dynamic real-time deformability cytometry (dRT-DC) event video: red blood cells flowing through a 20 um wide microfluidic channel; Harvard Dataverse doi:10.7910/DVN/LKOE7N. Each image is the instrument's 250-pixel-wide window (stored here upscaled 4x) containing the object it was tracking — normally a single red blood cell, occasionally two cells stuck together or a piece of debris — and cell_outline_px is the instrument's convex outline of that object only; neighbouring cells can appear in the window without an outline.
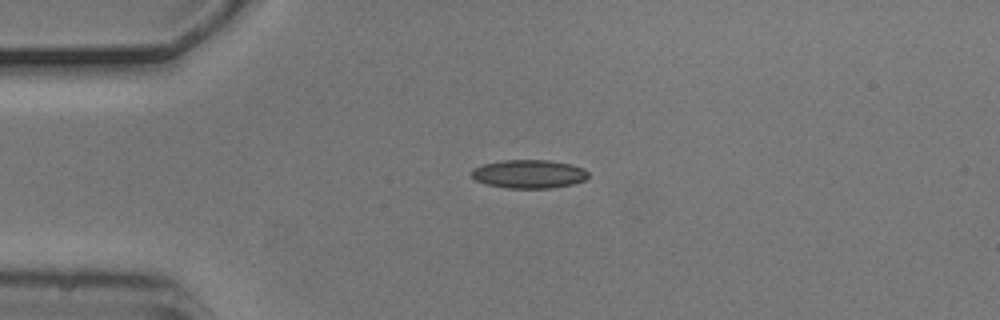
{"species": "common noctule bat (a hibernating species)", "species_latin": "Nyctalus noctula", "temperature_condition": "cold", "stored_images_in_passage": 3, "camera_frame_rate_fps": 3000, "um_per_image_px": 0.085, "animal": {"sex": "male", "body_mass_g": 20.5, "forearm_length_mm": 52.5}, "frame": {"image": 1, "passage_image": 3, "time_ms": 0.667, "image_size_px": [1000, 320], "cell_outline_px": [[588, 176], [584, 180], [572, 184], [552, 188], [508, 188], [488, 184], [476, 180], [468, 172], [472, 168], [480, 164], [500, 160], [548, 160], [572, 164], [584, 168], [588, 172]], "centroid_in_image_um": [44.93, 14.77], "position_along_channel_um": 40.1, "area_um2": 19.59}}